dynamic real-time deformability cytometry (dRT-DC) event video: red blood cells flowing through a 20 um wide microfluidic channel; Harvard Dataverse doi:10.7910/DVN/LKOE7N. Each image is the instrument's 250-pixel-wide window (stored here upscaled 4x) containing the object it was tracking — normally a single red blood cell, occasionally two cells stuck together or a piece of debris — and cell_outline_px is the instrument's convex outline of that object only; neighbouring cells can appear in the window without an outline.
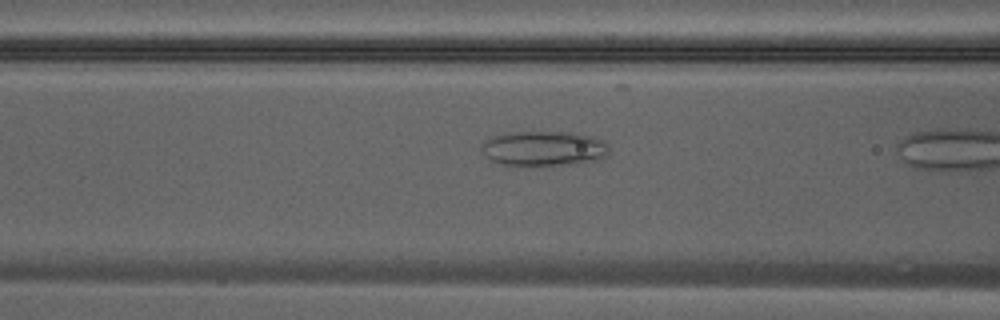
{"species": "Egyptian fruit bat (a non-hibernating species)", "species_latin": "Rousettus aegyptiacus", "temperature_condition": "warm", "stored_images_in_passage": 7, "camera_frame_rate_fps": 3000, "um_per_image_px": 0.085, "animal": {"sex": "male"}, "frame": {"image": 1, "passage_image": 6, "time_ms": 1.667, "image_size_px": [1000, 320], "cell_outline_px": [[608, 156], [596, 160], [568, 164], [500, 164], [492, 160], [480, 148], [480, 144], [484, 140], [492, 136], [504, 132], [572, 132], [592, 136], [604, 140], [608, 144]], "centroid_in_image_um": [46.23, 12.58], "position_along_channel_um": 120.4, "area_um2": 25.78}}